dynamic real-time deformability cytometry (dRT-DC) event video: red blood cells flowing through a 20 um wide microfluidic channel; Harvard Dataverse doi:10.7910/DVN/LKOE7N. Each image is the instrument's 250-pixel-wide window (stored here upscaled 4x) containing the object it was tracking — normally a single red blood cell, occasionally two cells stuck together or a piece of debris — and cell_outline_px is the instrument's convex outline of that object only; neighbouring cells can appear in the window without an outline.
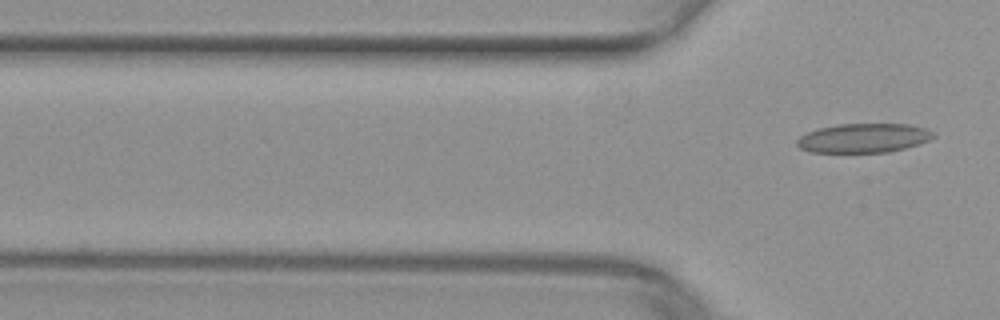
{"species": "common noctule bat (a hibernating species)", "species_latin": "Nyctalus noctula", "temperature_condition": "warm", "stored_images_in_passage": 4, "camera_frame_rate_fps": 3000, "um_per_image_px": 0.085, "animal": {"sex": "female", "body_mass_g": 29.2, "forearm_length_mm": 56.3}, "frame": {"image": 1, "passage_image": 4, "time_ms": 1.0, "image_size_px": [1000, 320], "cell_outline_px": [[936, 136], [928, 140], [904, 148], [888, 152], [812, 152], [800, 148], [796, 144], [796, 140], [800, 136], [808, 132], [820, 128], [836, 124], [908, 124], [924, 128], [932, 132]], "centroid_in_image_um": [73.37, 11.73], "position_along_channel_um": 52.4, "area_um2": 22.95}}